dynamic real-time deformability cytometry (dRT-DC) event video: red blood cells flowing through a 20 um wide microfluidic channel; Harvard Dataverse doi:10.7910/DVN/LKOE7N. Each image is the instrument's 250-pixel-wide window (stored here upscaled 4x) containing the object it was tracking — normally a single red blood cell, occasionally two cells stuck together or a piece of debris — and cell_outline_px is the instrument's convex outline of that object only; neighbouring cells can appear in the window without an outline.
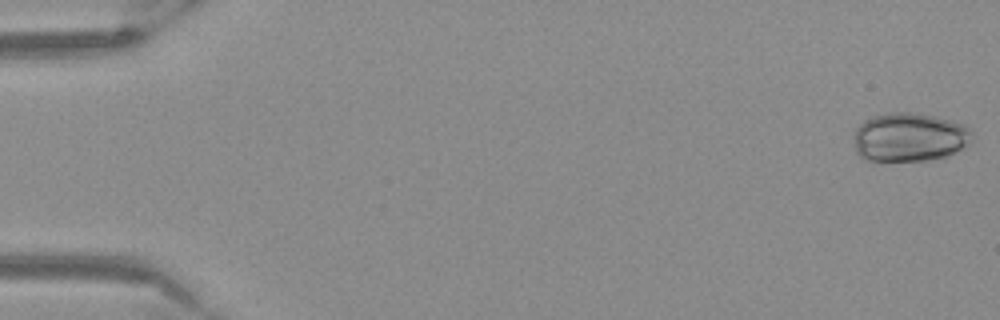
{"species": "Egyptian fruit bat (a non-hibernating species)", "species_latin": "Rousettus aegyptiacus", "temperature_condition": "warm", "stored_images_in_passage": 53, "camera_frame_rate_fps": 3000, "um_per_image_px": 0.085, "frame": {"image": 1, "passage_image": 1, "time_ms": 0.0, "image_size_px": [1000, 320], "cell_outline_px": [[972, 140], [968, 144], [944, 156], [928, 160], [864, 160], [856, 152], [856, 128], [864, 120], [872, 116], [892, 112], [908, 112], [932, 116], [964, 124], [972, 132]], "centroid_in_image_um": [77.29, 11.65], "position_along_channel_um": 7.7, "area_um2": 33.06}}
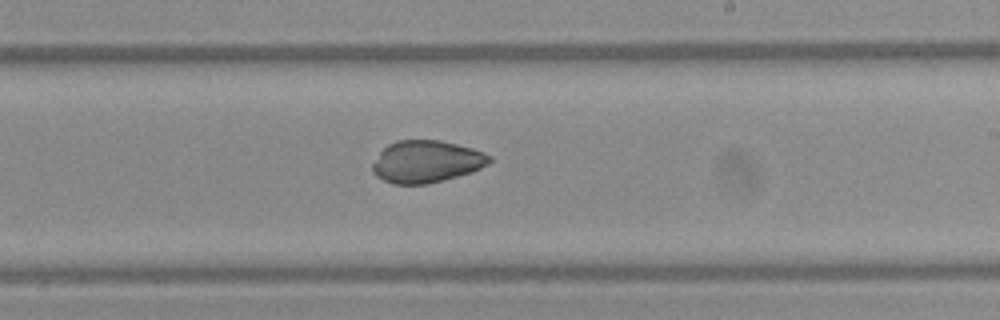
{"frame": {"image": 2, "passage_image": 32, "time_ms": 10.333, "image_size_px": [1000, 320], "cell_outline_px": [[492, 160], [488, 164], [472, 172], [428, 184], [392, 184], [376, 176], [372, 172], [372, 164], [380, 152], [388, 144], [396, 140], [440, 140], [472, 148], [484, 152], [492, 156]], "centroid_in_image_um": [36.24, 13.73], "position_along_channel_um": 252.8, "area_um2": 28.78}}
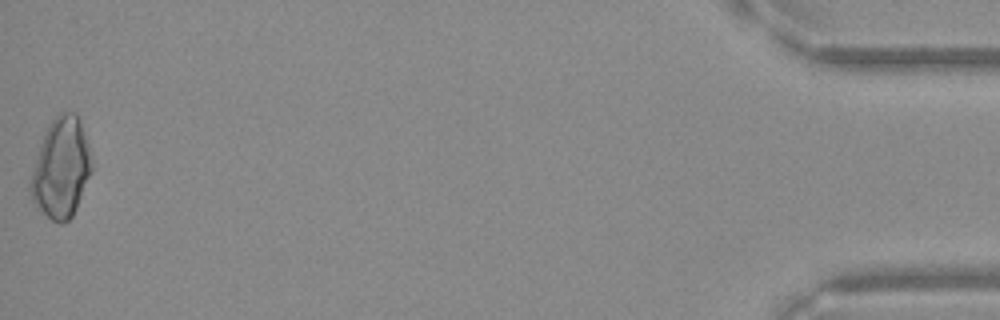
{"frame": {"image": 3, "passage_image": 53, "time_ms": 17.333, "image_size_px": [1000, 320], "cell_outline_px": [[92, 172], [76, 208], [72, 216], [64, 224], [60, 224], [52, 220], [36, 208], [32, 200], [28, 188], [32, 172], [40, 144], [48, 124], [60, 112], [76, 112], [80, 120], [88, 144], [92, 160]], "centroid_in_image_um": [5.19, 14.3], "position_along_channel_um": 430.0, "area_um2": 35.72}}